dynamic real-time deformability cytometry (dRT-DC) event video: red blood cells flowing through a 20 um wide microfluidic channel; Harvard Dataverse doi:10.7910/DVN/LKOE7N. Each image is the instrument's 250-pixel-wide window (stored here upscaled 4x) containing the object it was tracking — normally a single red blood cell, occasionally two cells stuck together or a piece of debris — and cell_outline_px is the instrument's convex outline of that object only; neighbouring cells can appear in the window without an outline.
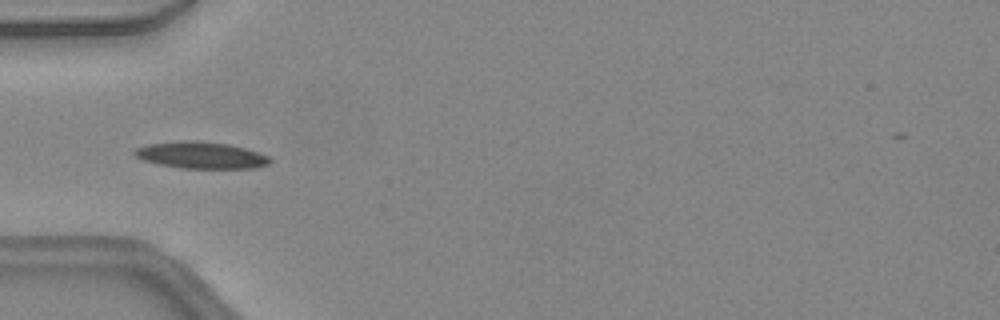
{"species": "common noctule bat (a hibernating species)", "species_latin": "Nyctalus noctula", "temperature_condition": "warm", "stored_images_in_passage": 38, "camera_frame_rate_fps": 3000, "um_per_image_px": 0.085, "animal": {"sex": "female", "body_mass_g": 24.6, "forearm_length_mm": 56.2}, "frame": {"image": 1, "passage_image": 7, "time_ms": 2.0, "image_size_px": [1000, 320], "cell_outline_px": [[272, 160], [268, 164], [252, 168], [180, 168], [160, 164], [144, 160], [136, 156], [132, 152], [136, 148], [148, 144], [180, 140], [196, 140], [228, 144], [244, 148], [268, 156]], "centroid_in_image_um": [17.06, 13.18], "position_along_channel_um": 67.9, "area_um2": 20.92}}
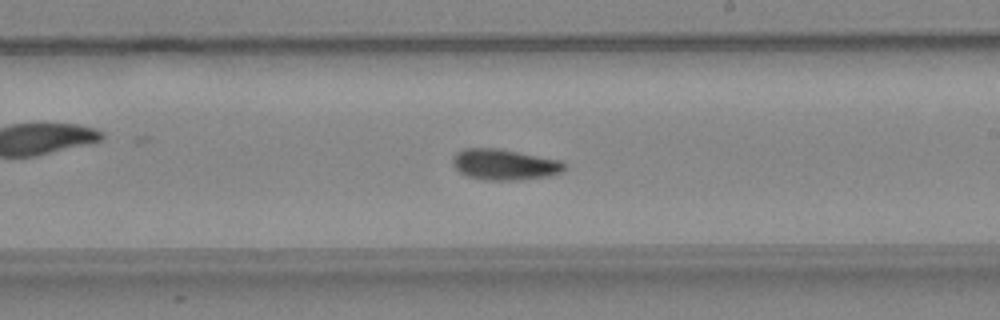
{"frame": {"image": 2, "passage_image": 19, "time_ms": 6.0, "image_size_px": [1000, 320], "cell_outline_px": [[564, 168], [560, 172], [548, 176], [520, 180], [480, 180], [464, 176], [452, 164], [452, 156], [456, 152], [464, 148], [500, 148], [560, 160], [564, 164]], "centroid_in_image_um": [42.81, 13.98], "position_along_channel_um": 246.2, "area_um2": 20.29}}
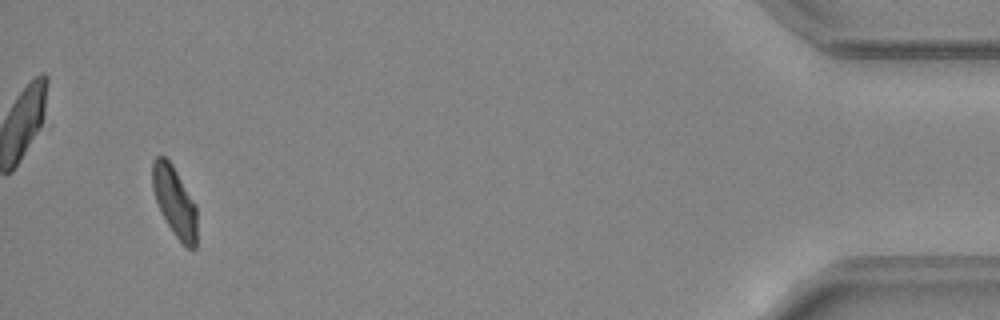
{"frame": {"image": 3, "passage_image": 36, "time_ms": 11.667, "image_size_px": [1000, 320], "cell_outline_px": [[196, 248], [188, 248], [172, 232], [160, 212], [152, 188], [152, 160], [156, 156], [164, 156], [172, 164], [196, 204]], "centroid_in_image_um": [14.82, 17.11], "position_along_channel_um": 420.4, "area_um2": 18.15}, "authors_computed_cell_mechanics": {"area_um2": 19.3919, "velocity_mm_per_s": 4.4511, "shape_relaxation_time_tau1_ms": 6.2702, "shape_relaxation_time_tau2_ms": 3.5742, "deformation_change_tau1": 0.1941, "deformation_change_tau2": 0.0956}}